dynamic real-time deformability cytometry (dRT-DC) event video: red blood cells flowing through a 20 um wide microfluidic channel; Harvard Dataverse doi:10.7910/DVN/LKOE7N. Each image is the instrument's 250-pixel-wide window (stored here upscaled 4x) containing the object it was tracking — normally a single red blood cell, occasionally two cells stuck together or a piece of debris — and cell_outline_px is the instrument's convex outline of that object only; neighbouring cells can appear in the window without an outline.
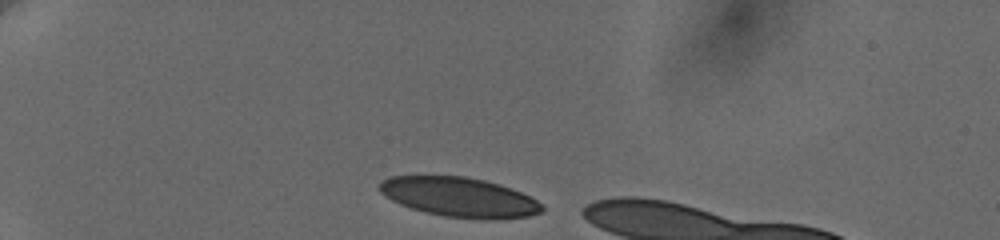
{"species": "human", "species_latin": "Homo sapiens", "temperature_condition": "cold", "stored_images_in_passage": 23, "camera_frame_rate_fps": 3000, "um_per_image_px": 0.085, "donor": {"sex": "female"}, "frame": {"image": 1, "passage_image": 1, "time_ms": 0.0, "image_size_px": [1000, 240], "cell_outline_px": [[544, 212], [528, 216], [488, 220], [444, 216], [412, 208], [400, 204], [384, 196], [376, 188], [380, 180], [388, 176], [464, 176], [484, 180], [500, 184], [512, 188], [544, 204]], "centroid_in_image_um": [39.03, 16.75], "position_along_channel_um": 46.0, "area_um2": 37.69}}
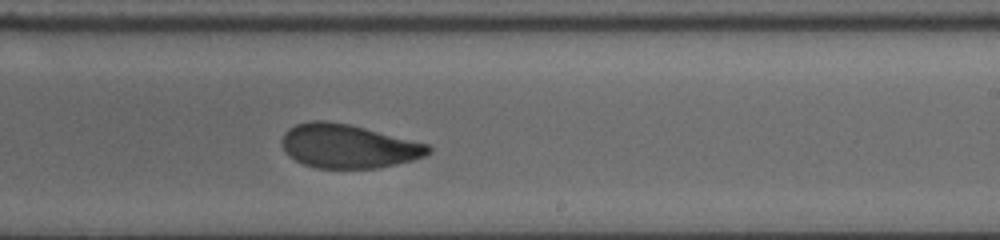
{"frame": {"image": 2, "passage_image": 13, "time_ms": 7.333, "image_size_px": [1000, 240], "cell_outline_px": [[432, 152], [424, 156], [412, 160], [396, 164], [376, 168], [316, 168], [304, 164], [288, 156], [280, 144], [284, 132], [288, 128], [296, 124], [312, 120], [328, 120], [348, 124], [428, 144], [432, 148]], "centroid_in_image_um": [29.56, 12.42], "position_along_channel_um": 259.4, "area_um2": 37.4}}
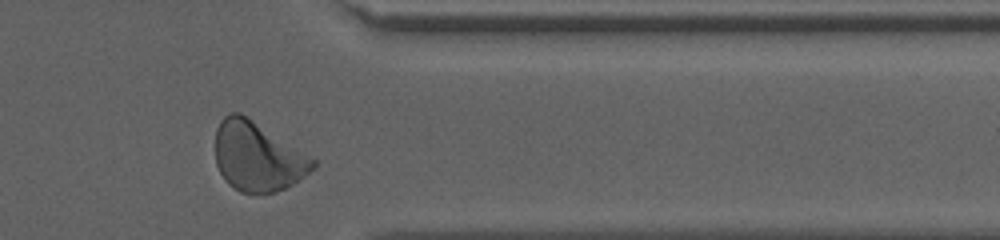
{"frame": {"image": 3, "passage_image": 22, "time_ms": 11.0, "image_size_px": [1000, 240], "cell_outline_px": [[316, 168], [292, 184], [276, 192], [240, 192], [228, 184], [224, 180], [216, 164], [216, 128], [220, 120], [224, 116], [232, 112], [240, 112], [316, 160]], "centroid_in_image_um": [21.87, 13.31], "position_along_channel_um": 389.5, "area_um2": 38.96}, "authors_computed_cell_mechanics": {"area_um2": 38.2058, "velocity_mm_per_s": 3.6313, "shape_relaxation_time_tau1_ms": 8.0176, "shape_relaxation_time_tau2_ms": 1.4987, "deformation_change_tau1": 0.2003, "deformation_change_tau2": 0.0754}}